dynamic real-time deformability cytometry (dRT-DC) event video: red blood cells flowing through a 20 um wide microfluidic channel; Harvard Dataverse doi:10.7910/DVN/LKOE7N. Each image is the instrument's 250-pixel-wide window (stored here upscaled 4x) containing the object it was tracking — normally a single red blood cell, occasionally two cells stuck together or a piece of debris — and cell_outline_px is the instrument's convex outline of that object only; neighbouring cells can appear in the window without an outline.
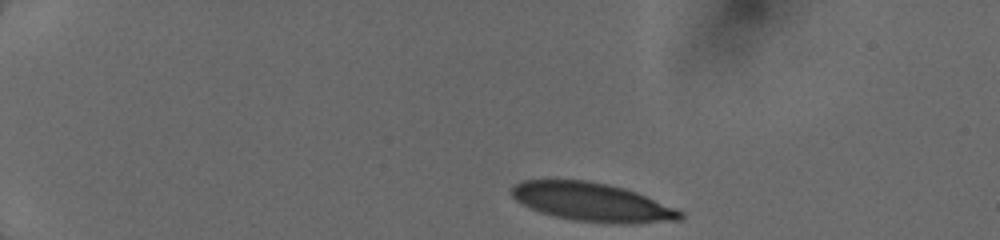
{"species": "human", "species_latin": "Homo sapiens", "temperature_condition": "cold", "stored_images_in_passage": 63, "camera_frame_rate_fps": 3000, "um_per_image_px": 0.085, "donor": {"sex": "female"}, "frame": {"image": 1, "passage_image": 1, "time_ms": 0.0, "image_size_px": [1000, 240], "cell_outline_px": [[684, 220], [628, 224], [624, 224], [576, 220], [556, 216], [540, 212], [516, 200], [508, 192], [512, 184], [520, 180], [588, 180], [608, 184], [624, 188], [636, 192], [676, 208], [684, 212]], "centroid_in_image_um": [50.34, 17.17], "position_along_channel_um": 34.7, "area_um2": 37.97}}
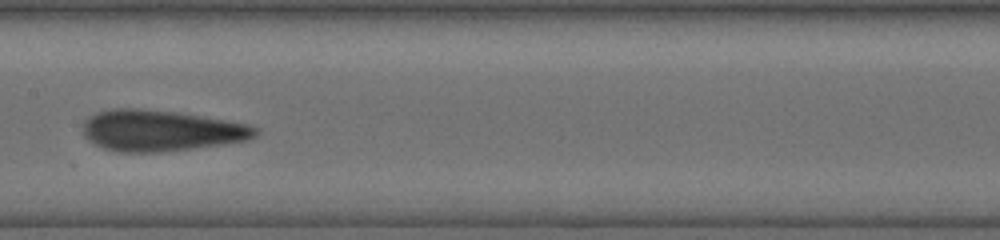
{"frame": {"image": 2, "passage_image": 37, "time_ms": 6.0, "image_size_px": [1000, 240], "cell_outline_px": [[260, 132], [256, 136], [248, 140], [224, 144], [160, 152], [120, 152], [104, 148], [88, 140], [84, 136], [84, 120], [96, 112], [112, 108], [140, 108], [176, 112], [248, 124], [260, 128]], "centroid_in_image_um": [13.69, 11.1], "position_along_channel_um": 193.7, "area_um2": 41.27}}
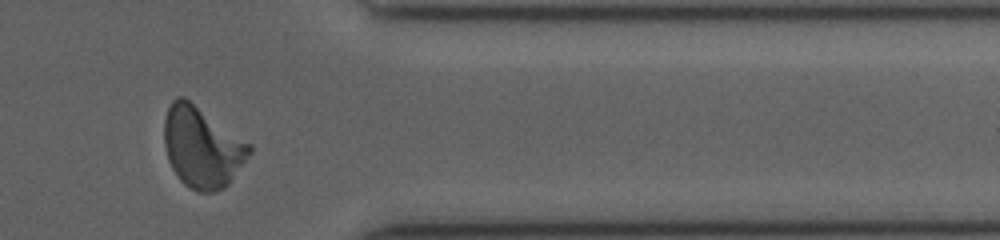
{"frame": {"image": 3, "passage_image": 59, "time_ms": 11.0, "image_size_px": [1000, 240], "cell_outline_px": [[252, 152], [228, 184], [224, 188], [216, 192], [196, 192], [188, 188], [180, 180], [172, 168], [168, 160], [164, 144], [164, 120], [168, 108], [172, 100], [176, 96], [184, 96], [252, 144]], "centroid_in_image_um": [17.17, 12.51], "position_along_channel_um": 394.2, "area_um2": 40.4}}